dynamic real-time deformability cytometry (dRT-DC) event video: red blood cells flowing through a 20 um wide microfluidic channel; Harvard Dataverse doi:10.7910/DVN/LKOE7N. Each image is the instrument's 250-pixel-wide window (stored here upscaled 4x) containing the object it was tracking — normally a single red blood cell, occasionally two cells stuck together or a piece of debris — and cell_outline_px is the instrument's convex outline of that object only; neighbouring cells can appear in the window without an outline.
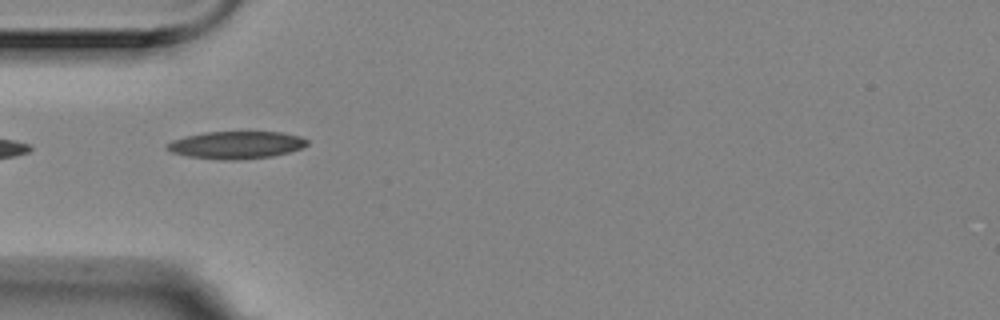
{"species": "Egyptian fruit bat (a non-hibernating species)", "species_latin": "Rousettus aegyptiacus", "temperature_condition": "room temperature", "stored_images_in_passage": 10, "camera_frame_rate_fps": 3000, "um_per_image_px": 0.085, "animal": {"sex": "female"}, "frame": {"image": 1, "passage_image": 4, "time_ms": 1.0, "image_size_px": [1000, 320], "cell_outline_px": [[308, 144], [300, 148], [288, 152], [272, 156], [236, 160], [220, 160], [188, 156], [172, 152], [164, 148], [172, 140], [184, 136], [204, 132], [280, 132], [300, 136], [308, 140]], "centroid_in_image_um": [20.05, 12.32], "position_along_channel_um": 64.9, "area_um2": 22.37}}
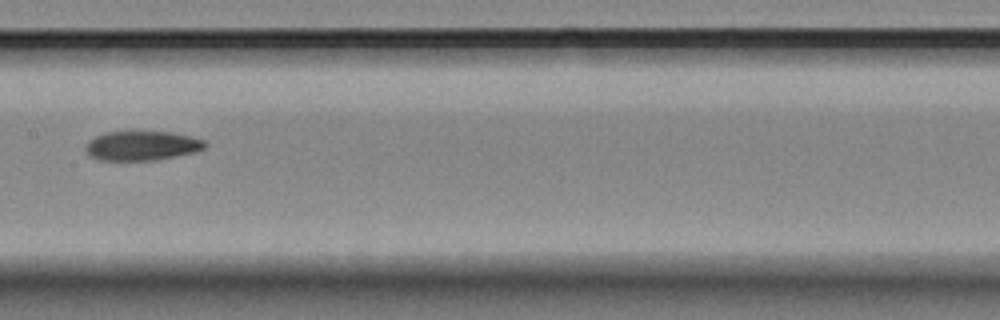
{"frame": {"image": 2, "passage_image": 7, "time_ms": 2.0, "image_size_px": [1000, 320], "cell_outline_px": [[208, 144], [204, 148], [196, 152], [176, 156], [152, 160], [100, 160], [88, 156], [84, 148], [88, 140], [104, 132], [168, 132], [188, 136], [204, 140]], "centroid_in_image_um": [12.02, 12.39], "position_along_channel_um": 195.4, "area_um2": 20.4}}
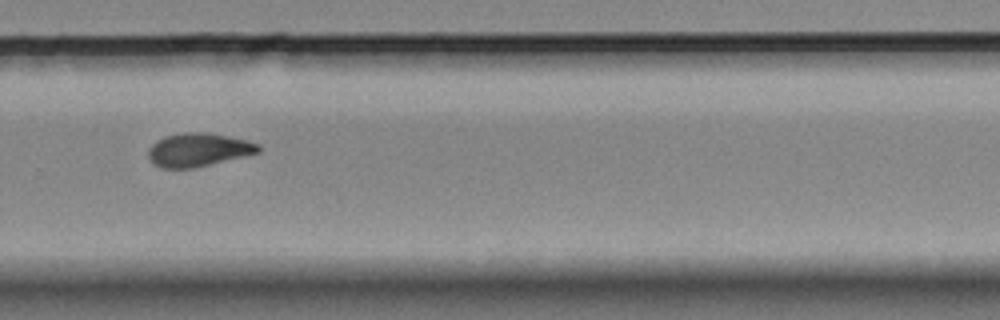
{"frame": {"image": 3, "passage_image": 10, "time_ms": 3.0, "image_size_px": [1000, 320], "cell_outline_px": [[260, 152], [192, 168], [160, 168], [148, 156], [148, 148], [156, 140], [164, 136], [184, 132], [208, 132], [248, 140], [260, 144]], "centroid_in_image_um": [16.86, 12.71], "position_along_channel_um": 312.9, "area_um2": 21.33}}